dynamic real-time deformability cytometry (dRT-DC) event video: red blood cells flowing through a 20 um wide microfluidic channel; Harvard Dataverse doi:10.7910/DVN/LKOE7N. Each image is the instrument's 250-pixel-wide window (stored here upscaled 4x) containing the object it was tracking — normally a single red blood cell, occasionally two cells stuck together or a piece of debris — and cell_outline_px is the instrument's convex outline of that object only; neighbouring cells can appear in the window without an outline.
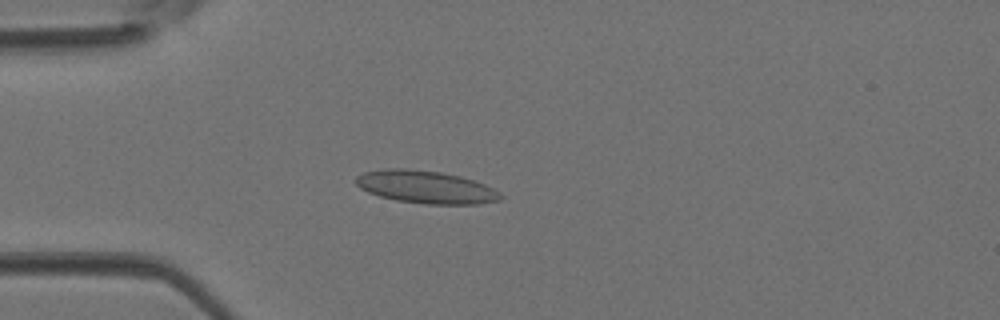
{"species": "Egyptian fruit bat (a non-hibernating species)", "species_latin": "Rousettus aegyptiacus", "temperature_condition": "room temperature", "stored_images_in_passage": 43, "camera_frame_rate_fps": 3000, "um_per_image_px": 0.085, "animal": {"sex": "female"}, "frame": {"image": 1, "passage_image": 11, "time_ms": 3.333, "image_size_px": [1000, 320], "cell_outline_px": [[504, 196], [500, 200], [480, 204], [428, 204], [396, 200], [380, 196], [368, 192], [360, 188], [356, 184], [356, 176], [364, 172], [384, 168], [404, 168], [440, 172], [460, 176], [484, 184], [500, 192]], "centroid_in_image_um": [36.19, 15.9], "position_along_channel_um": 48.8, "area_um2": 27.51}}
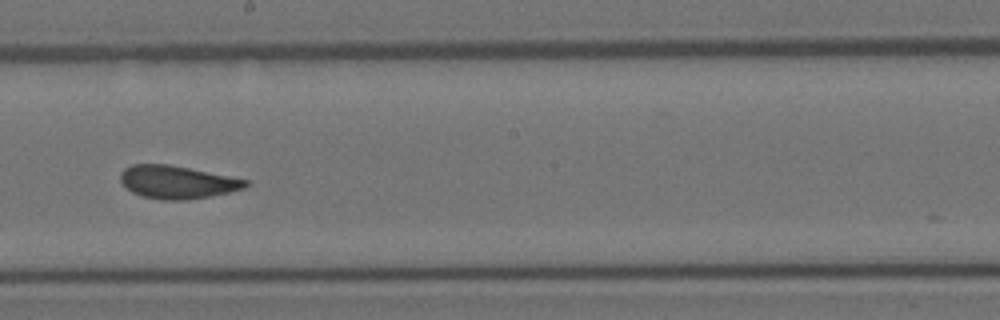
{"frame": {"image": 2, "passage_image": 24, "time_ms": 7.667, "image_size_px": [1000, 320], "cell_outline_px": [[248, 184], [244, 188], [228, 192], [188, 200], [160, 200], [140, 196], [132, 192], [120, 180], [120, 172], [124, 168], [132, 164], [168, 164], [248, 180]], "centroid_in_image_um": [15.01, 15.48], "position_along_channel_um": 233.2, "area_um2": 23.81}}
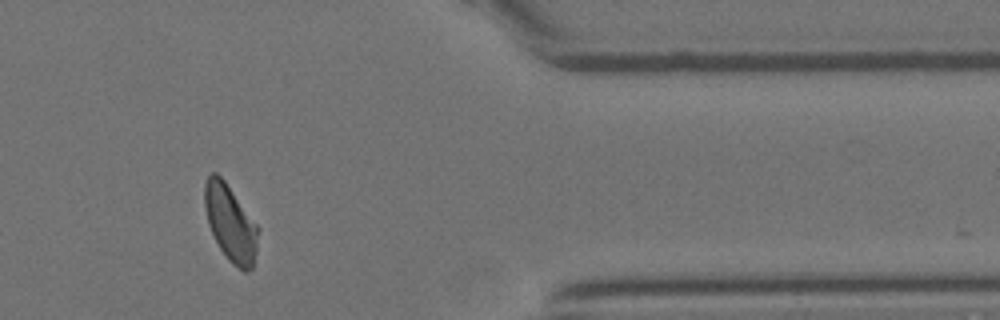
{"frame": {"image": 3, "passage_image": 36, "time_ms": 11.667, "image_size_px": [1000, 320], "cell_outline_px": [[260, 228], [256, 252], [252, 268], [248, 272], [244, 272], [232, 264], [228, 260], [220, 248], [208, 224], [204, 208], [204, 184], [208, 176], [212, 172], [216, 172], [224, 180]], "centroid_in_image_um": [19.59, 18.97], "position_along_channel_um": 391.8, "area_um2": 23.87}}